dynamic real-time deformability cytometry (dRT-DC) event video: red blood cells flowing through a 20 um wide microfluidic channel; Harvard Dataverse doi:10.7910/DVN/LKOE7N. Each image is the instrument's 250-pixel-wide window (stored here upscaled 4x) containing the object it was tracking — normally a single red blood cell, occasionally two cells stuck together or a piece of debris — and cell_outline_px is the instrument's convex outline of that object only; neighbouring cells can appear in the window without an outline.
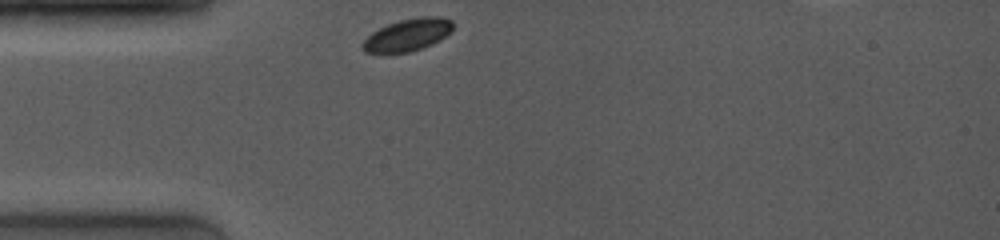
{"species": "common noctule bat (a hibernating species)", "species_latin": "Nyctalus noctula", "temperature_condition": "room temperature", "stored_images_in_passage": 40, "camera_frame_rate_fps": 4000, "um_per_image_px": 0.085, "animal": {"sex": "female", "body_mass_g": 19.0, "forearm_length_mm": 53.3}, "frame": {"image": 1, "passage_image": 1, "time_ms": 0.0, "image_size_px": [1000, 240], "cell_outline_px": [[452, 28], [444, 36], [432, 44], [408, 52], [364, 52], [360, 48], [360, 44], [372, 32], [388, 24], [400, 20], [420, 16], [440, 16], [452, 20]], "centroid_in_image_um": [34.62, 2.95], "position_along_channel_um": 50.4, "area_um2": 16.7}}
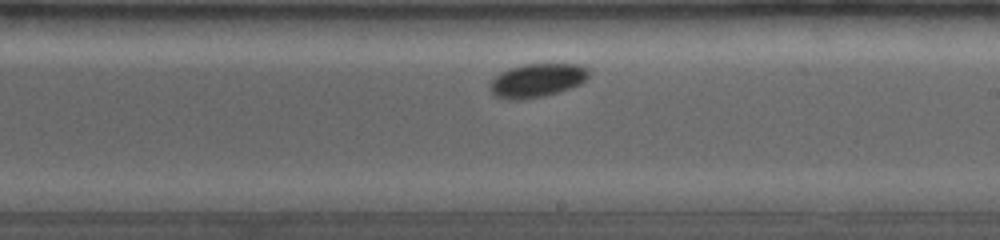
{"frame": {"image": 2, "passage_image": 22, "time_ms": 5.25, "image_size_px": [1000, 240], "cell_outline_px": [[592, 72], [580, 84], [544, 96], [524, 100], [504, 100], [496, 96], [488, 88], [488, 84], [500, 72], [508, 68], [524, 64], [580, 64], [592, 68]], "centroid_in_image_um": [45.64, 6.83], "position_along_channel_um": 243.4, "area_um2": 19.71}}
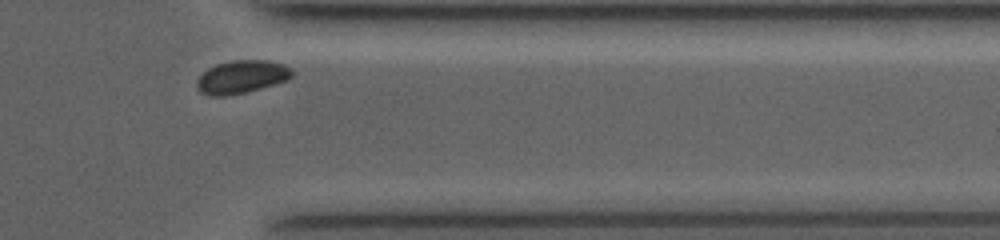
{"frame": {"image": 3, "passage_image": 37, "time_ms": 9.0, "image_size_px": [1000, 240], "cell_outline_px": [[292, 76], [288, 80], [276, 84], [244, 92], [224, 96], [208, 96], [200, 92], [196, 84], [196, 80], [208, 68], [216, 64], [232, 60], [268, 60], [284, 64], [292, 68]], "centroid_in_image_um": [20.54, 6.53], "position_along_channel_um": 390.9, "area_um2": 18.38}}